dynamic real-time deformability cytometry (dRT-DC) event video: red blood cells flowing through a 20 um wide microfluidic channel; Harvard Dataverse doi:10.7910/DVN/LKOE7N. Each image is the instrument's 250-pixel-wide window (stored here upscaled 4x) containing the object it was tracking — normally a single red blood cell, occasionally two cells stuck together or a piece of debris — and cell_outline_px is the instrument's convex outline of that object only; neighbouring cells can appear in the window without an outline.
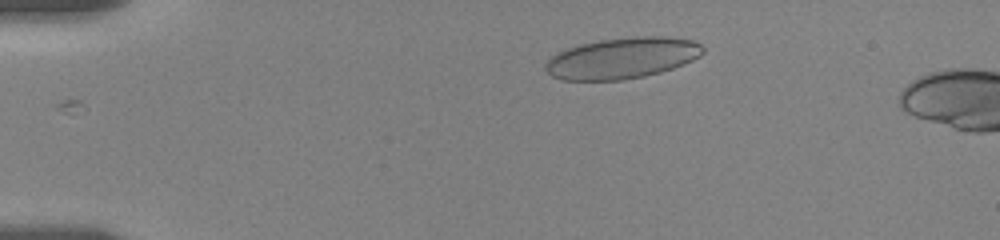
{"species": "human", "species_latin": "Homo sapiens", "temperature_condition": "room temperature", "stored_images_in_passage": 13, "camera_frame_rate_fps": 3000, "um_per_image_px": 0.085, "donor": {"sex": "female"}, "frame": {"image": 1, "passage_image": 8, "time_ms": 2.333, "image_size_px": [1000, 240], "cell_outline_px": [[704, 52], [700, 56], [684, 64], [660, 72], [644, 76], [620, 80], [560, 80], [552, 76], [544, 68], [544, 64], [548, 56], [568, 48], [580, 44], [600, 40], [632, 36], [668, 36], [696, 40], [704, 48]], "centroid_in_image_um": [52.88, 4.93], "position_along_channel_um": 32.1, "area_um2": 38.03}}